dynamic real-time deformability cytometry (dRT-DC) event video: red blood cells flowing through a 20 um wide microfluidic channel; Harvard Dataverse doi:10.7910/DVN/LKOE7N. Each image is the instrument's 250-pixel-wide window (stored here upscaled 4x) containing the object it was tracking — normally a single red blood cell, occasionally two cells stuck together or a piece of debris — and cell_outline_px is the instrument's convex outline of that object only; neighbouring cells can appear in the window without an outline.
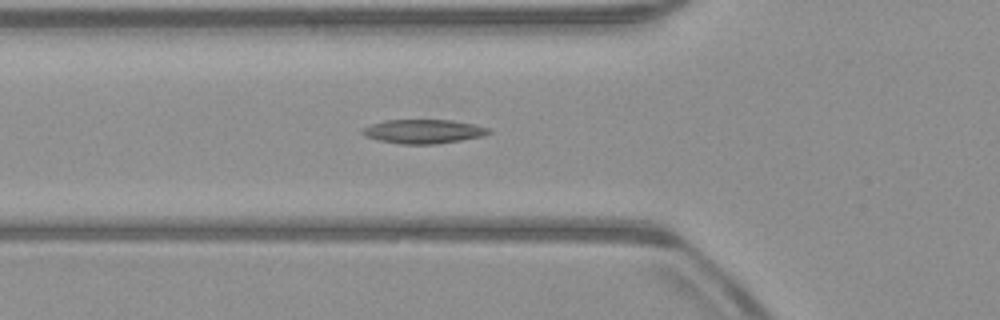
{"species": "common noctule bat (a hibernating species)", "species_latin": "Nyctalus noctula", "temperature_condition": "warm", "stored_images_in_passage": 31, "camera_frame_rate_fps": 3000, "um_per_image_px": 0.085, "animal": {"sex": "male", "body_mass_g": 23.1, "forearm_length_mm": 52.7}, "frame": {"image": 1, "passage_image": 2, "time_ms": 0.333, "image_size_px": [1000, 320], "cell_outline_px": [[492, 132], [484, 136], [436, 144], [400, 144], [380, 140], [364, 136], [360, 132], [364, 128], [372, 124], [384, 120], [452, 120], [472, 124], [488, 128]], "centroid_in_image_um": [35.98, 11.17], "position_along_channel_um": 89.8, "area_um2": 17.57}}
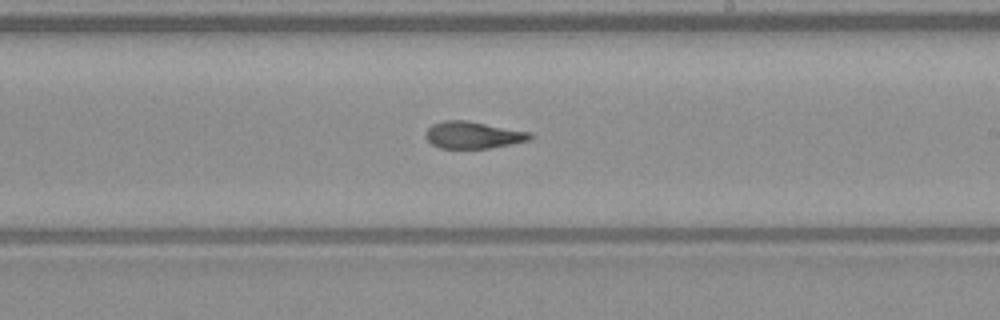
{"frame": {"image": 2, "passage_image": 14, "time_ms": 4.333, "image_size_px": [1000, 320], "cell_outline_px": [[536, 136], [528, 140], [488, 148], [440, 148], [432, 144], [428, 140], [428, 128], [432, 124], [444, 120], [468, 120], [532, 132]], "centroid_in_image_um": [40.26, 11.46], "position_along_channel_um": 248.7, "area_um2": 16.3}}
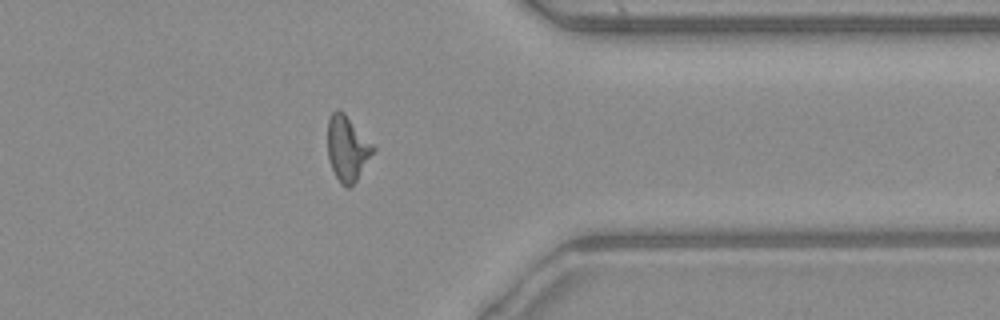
{"frame": {"image": 3, "passage_image": 25, "time_ms": 8.0, "image_size_px": [1000, 320], "cell_outline_px": [[376, 148], [356, 180], [348, 188], [340, 184], [328, 160], [328, 120], [332, 112], [336, 108], [344, 112]], "centroid_in_image_um": [29.5, 12.6], "position_along_channel_um": 381.9, "area_um2": 17.05}}